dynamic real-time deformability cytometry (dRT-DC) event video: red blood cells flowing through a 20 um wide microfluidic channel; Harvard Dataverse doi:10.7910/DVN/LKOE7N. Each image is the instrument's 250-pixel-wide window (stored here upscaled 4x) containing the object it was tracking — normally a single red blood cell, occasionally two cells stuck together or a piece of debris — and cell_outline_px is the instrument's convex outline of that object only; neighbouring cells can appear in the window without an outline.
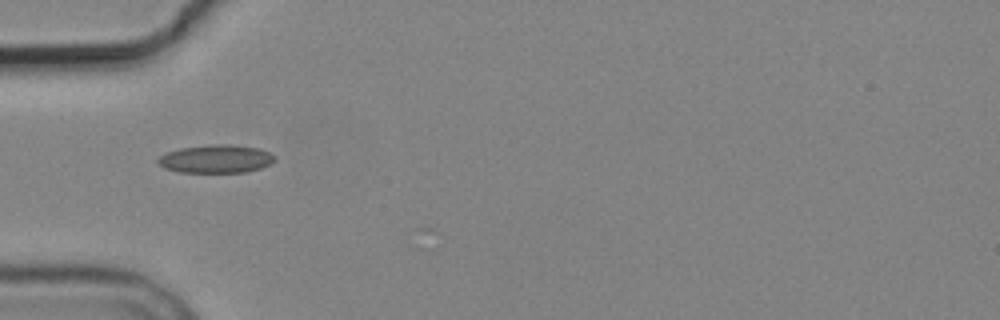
{"species": "common noctule bat (a hibernating species)", "species_latin": "Nyctalus noctula", "temperature_condition": "cold", "stored_images_in_passage": 2, "camera_frame_rate_fps": 3000, "um_per_image_px": 0.085, "animal": {"sex": "male", "body_mass_g": 19.2, "forearm_length_mm": 51.8}, "frame": {"image": 1, "passage_image": 1, "time_ms": 0.0, "image_size_px": [1000, 320], "cell_outline_px": [[276, 160], [260, 168], [248, 172], [180, 172], [164, 168], [156, 160], [160, 156], [168, 152], [180, 148], [216, 144], [228, 144], [260, 148], [276, 156]], "centroid_in_image_um": [18.38, 13.5], "position_along_channel_um": 66.6, "area_um2": 19.07}}
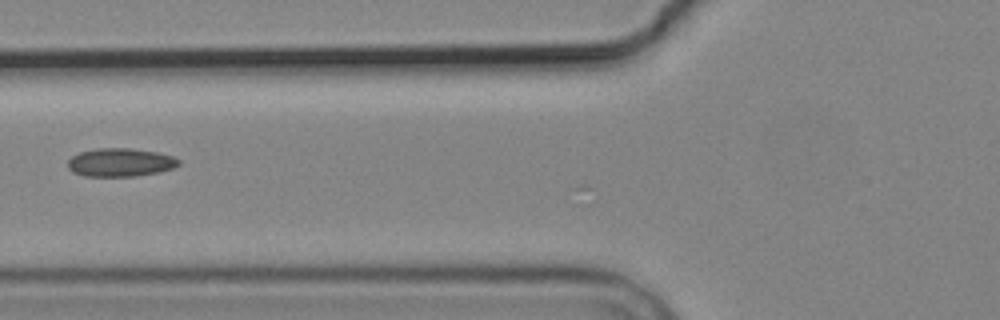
{"frame": {"image": 2, "passage_image": 2, "time_ms": 1.333, "image_size_px": [1000, 320], "cell_outline_px": [[180, 164], [172, 168], [160, 172], [136, 176], [84, 176], [72, 172], [68, 168], [68, 160], [72, 156], [80, 152], [96, 148], [128, 148], [156, 152], [172, 156], [180, 160]], "centroid_in_image_um": [10.21, 13.81], "position_along_channel_um": 115.6, "area_um2": 18.32}}